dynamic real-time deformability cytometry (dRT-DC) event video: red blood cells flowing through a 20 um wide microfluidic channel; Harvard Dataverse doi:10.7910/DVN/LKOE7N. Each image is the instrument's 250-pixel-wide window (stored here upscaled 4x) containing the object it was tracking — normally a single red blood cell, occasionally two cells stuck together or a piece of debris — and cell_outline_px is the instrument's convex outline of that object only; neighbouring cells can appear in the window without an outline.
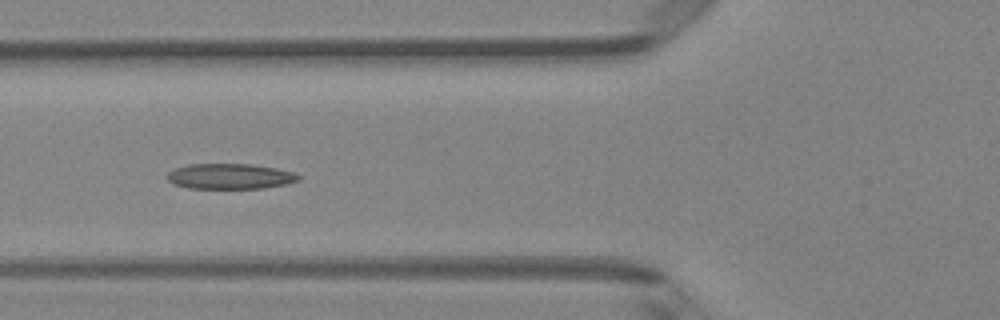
{"species": "Egyptian fruit bat (a non-hibernating species)", "species_latin": "Rousettus aegyptiacus", "temperature_condition": "room temperature", "stored_images_in_passage": 6, "camera_frame_rate_fps": 3000, "um_per_image_px": 0.085, "animal": {"sex": "female"}, "frame": {"image": 1, "passage_image": 6, "time_ms": 5.667, "image_size_px": [1000, 320], "cell_outline_px": [[300, 180], [284, 184], [264, 188], [188, 188], [172, 184], [168, 180], [168, 172], [176, 168], [188, 164], [248, 164], [276, 168], [292, 172], [300, 176]], "centroid_in_image_um": [19.53, 14.99], "position_along_channel_um": 106.3, "area_um2": 19.31}}